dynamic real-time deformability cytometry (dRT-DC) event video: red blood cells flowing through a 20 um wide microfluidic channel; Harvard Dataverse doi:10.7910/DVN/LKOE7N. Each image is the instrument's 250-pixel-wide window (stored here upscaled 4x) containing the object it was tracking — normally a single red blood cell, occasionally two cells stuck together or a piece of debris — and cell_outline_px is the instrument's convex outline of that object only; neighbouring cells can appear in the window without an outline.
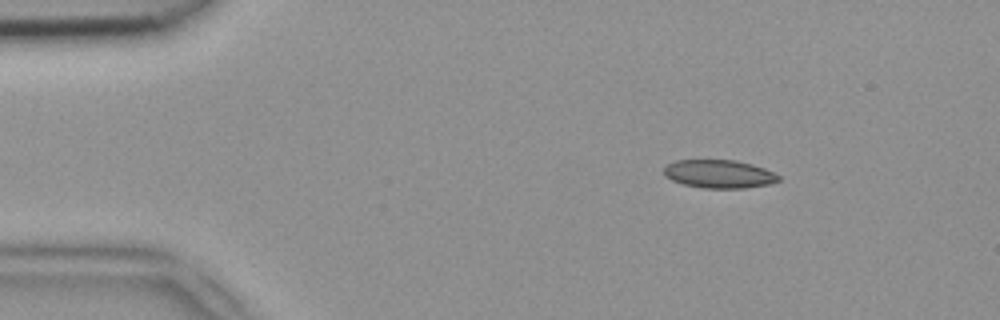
{"species": "common noctule bat (a hibernating species)", "species_latin": "Nyctalus noctula", "temperature_condition": "room temperature", "stored_images_in_passage": 44, "camera_frame_rate_fps": 3000, "um_per_image_px": 0.085, "animal": {"sex": "female", "body_mass_g": 18.4}, "frame": {"image": 1, "passage_image": 2, "time_ms": 0.333, "image_size_px": [1000, 320], "cell_outline_px": [[780, 180], [768, 184], [744, 188], [704, 188], [684, 184], [672, 180], [664, 176], [664, 168], [668, 164], [676, 160], [736, 160], [752, 164], [764, 168], [780, 176]], "centroid_in_image_um": [61.11, 14.78], "position_along_channel_um": 23.9, "area_um2": 18.79}}
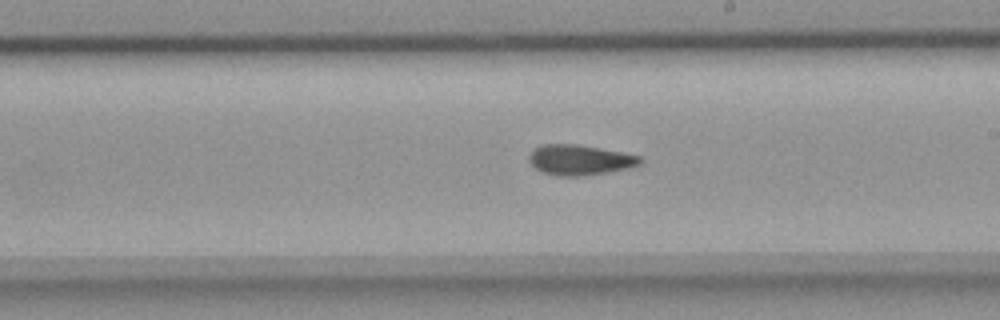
{"frame": {"image": 2, "passage_image": 23, "time_ms": 7.333, "image_size_px": [1000, 320], "cell_outline_px": [[644, 160], [640, 164], [632, 168], [576, 176], [556, 176], [544, 172], [536, 168], [528, 160], [528, 156], [532, 148], [540, 144], [576, 144], [600, 148], [640, 156]], "centroid_in_image_um": [49.26, 13.58], "position_along_channel_um": 239.7, "area_um2": 19.59}}
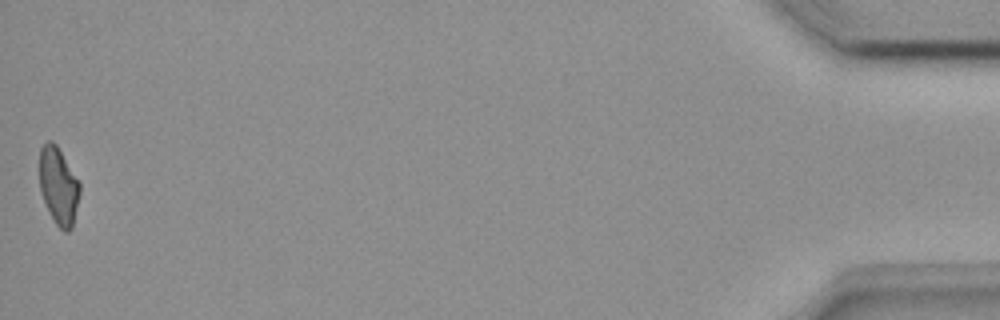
{"frame": {"image": 3, "passage_image": 44, "time_ms": 14.333, "image_size_px": [1000, 320], "cell_outline_px": [[80, 192], [72, 228], [68, 232], [64, 232], [56, 224], [40, 192], [40, 148], [48, 140], [52, 140], [56, 144], [80, 184]], "centroid_in_image_um": [4.97, 15.81], "position_along_channel_um": 430.2, "area_um2": 17.8}}